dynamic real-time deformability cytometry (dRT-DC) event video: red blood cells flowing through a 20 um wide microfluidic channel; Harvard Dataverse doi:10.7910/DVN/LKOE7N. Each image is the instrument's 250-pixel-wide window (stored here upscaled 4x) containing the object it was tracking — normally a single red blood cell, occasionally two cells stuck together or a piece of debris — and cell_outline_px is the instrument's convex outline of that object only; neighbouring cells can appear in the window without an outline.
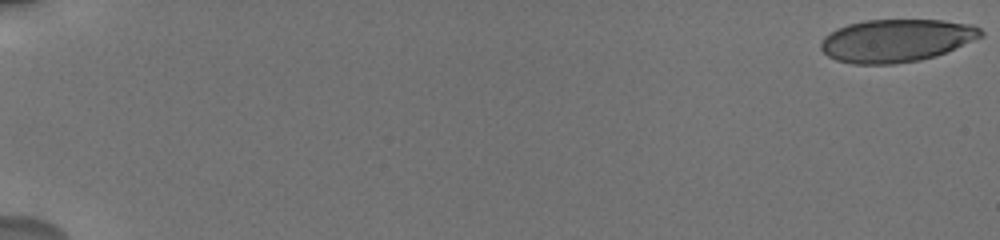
{"species": "human", "species_latin": "Homo sapiens", "temperature_condition": "cold", "stored_images_in_passage": 15, "camera_frame_rate_fps": 3000, "um_per_image_px": 0.085, "donor": {"sex": "male"}, "frame": {"image": 1, "passage_image": 1, "time_ms": 0.0, "image_size_px": [1000, 240], "cell_outline_px": [[984, 36], [936, 56], [920, 60], [892, 64], [852, 64], [836, 60], [828, 56], [820, 48], [820, 44], [824, 36], [836, 28], [848, 24], [864, 20], [944, 20], [972, 24], [980, 28], [984, 32]], "centroid_in_image_um": [76.19, 3.44], "position_along_channel_um": 8.8, "area_um2": 40.11}}
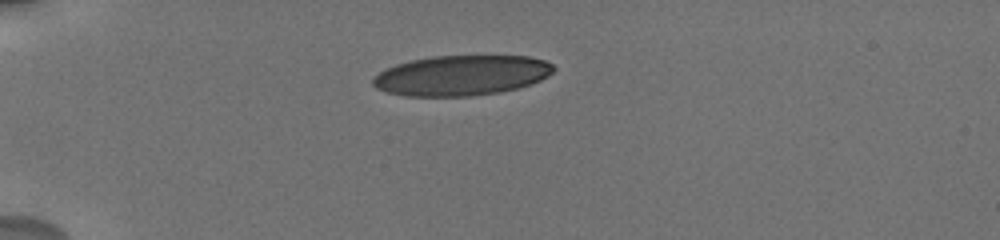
{"frame": {"image": 2, "passage_image": 11, "time_ms": 5.333, "image_size_px": [1000, 240], "cell_outline_px": [[556, 68], [548, 76], [540, 80], [516, 88], [500, 92], [472, 96], [404, 96], [388, 92], [376, 88], [372, 84], [372, 76], [384, 68], [396, 64], [412, 60], [432, 56], [528, 56], [544, 60], [552, 64]], "centroid_in_image_um": [39.18, 6.41], "position_along_channel_um": 45.8, "area_um2": 42.43}}
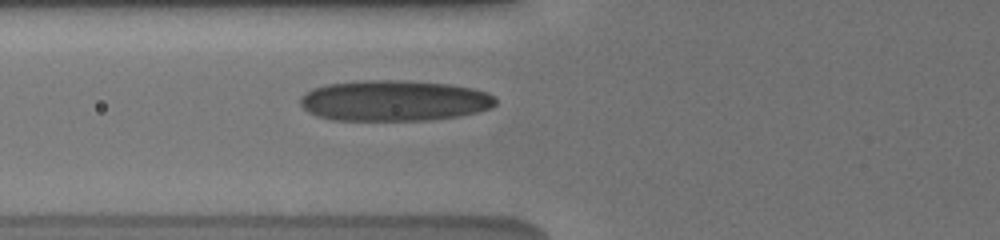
{"frame": {"image": 3, "passage_image": 15, "time_ms": 7.667, "image_size_px": [1000, 240], "cell_outline_px": [[496, 104], [492, 108], [480, 112], [460, 116], [428, 120], [332, 120], [316, 116], [308, 112], [300, 104], [300, 96], [312, 88], [328, 84], [364, 80], [392, 80], [448, 84], [472, 88], [488, 92], [496, 96]], "centroid_in_image_um": [33.52, 8.56], "position_along_channel_um": 92.3, "area_um2": 46.7}}